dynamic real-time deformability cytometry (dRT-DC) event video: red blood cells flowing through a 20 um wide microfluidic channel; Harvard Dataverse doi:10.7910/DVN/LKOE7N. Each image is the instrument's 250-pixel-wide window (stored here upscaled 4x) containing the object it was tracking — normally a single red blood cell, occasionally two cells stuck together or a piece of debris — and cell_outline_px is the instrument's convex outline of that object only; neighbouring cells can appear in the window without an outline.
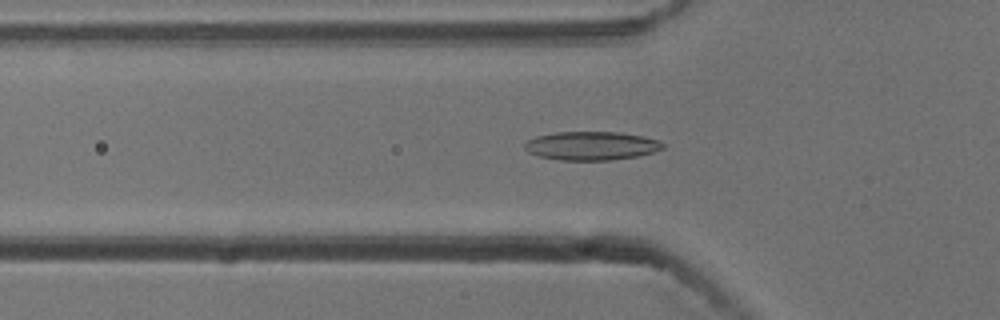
{"species": "common noctule bat (a hibernating species)", "species_latin": "Nyctalus noctula", "temperature_condition": "cold", "stored_images_in_passage": 39, "camera_frame_rate_fps": 3000, "um_per_image_px": 0.085, "animal": {"sex": "male", "body_mass_g": 13.3}, "frame": {"image": 1, "passage_image": 3, "time_ms": 0.667, "image_size_px": [1000, 320], "cell_outline_px": [[664, 148], [652, 152], [636, 156], [612, 160], [560, 160], [536, 156], [528, 152], [524, 148], [524, 144], [528, 140], [536, 136], [556, 132], [620, 132], [644, 136], [660, 140], [664, 144]], "centroid_in_image_um": [50.26, 12.39], "position_along_channel_um": 75.5, "area_um2": 23.18}}
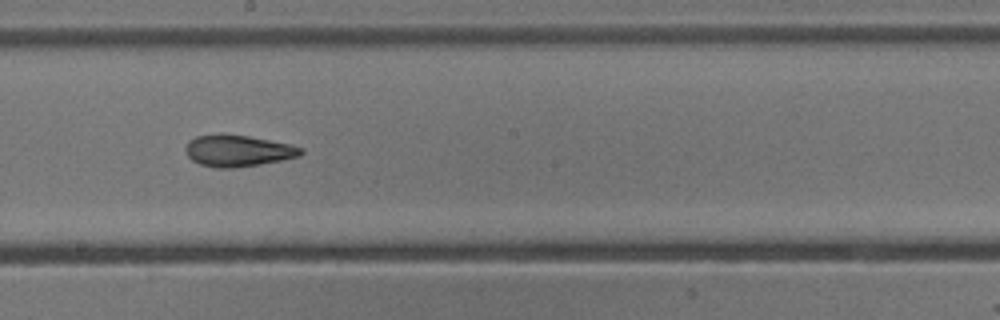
{"frame": {"image": 2, "passage_image": 15, "time_ms": 4.667, "image_size_px": [1000, 320], "cell_outline_px": [[304, 152], [300, 156], [260, 164], [232, 168], [216, 168], [200, 164], [192, 160], [188, 156], [184, 148], [188, 140], [196, 136], [224, 132], [248, 136], [292, 144], [304, 148]], "centroid_in_image_um": [20.21, 12.79], "position_along_channel_um": 228.0, "area_um2": 21.56}}
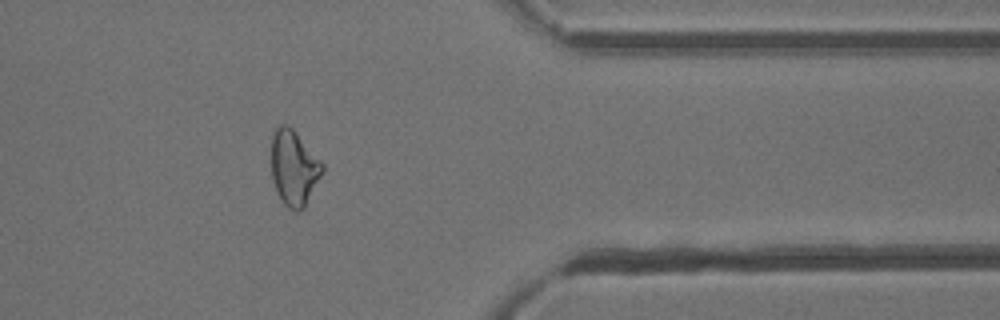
{"frame": {"image": 3, "passage_image": 29, "time_ms": 9.333, "image_size_px": [1000, 320], "cell_outline_px": [[324, 168], [304, 208], [300, 212], [296, 212], [288, 208], [284, 204], [272, 180], [272, 132], [280, 124], [288, 124], [292, 128], [324, 164]], "centroid_in_image_um": [24.97, 14.26], "position_along_channel_um": 386.4, "area_um2": 22.14}, "authors_computed_cell_mechanics": {"area_um2": 21.5594, "velocity_mm_per_s": 3.7755, "shape_relaxation_time_tau1_ms": 9.4033, "shape_relaxation_time_tau2_ms": 3.3172, "deformation_change_tau1": 0.1985, "deformation_change_tau2": 0.1144}}